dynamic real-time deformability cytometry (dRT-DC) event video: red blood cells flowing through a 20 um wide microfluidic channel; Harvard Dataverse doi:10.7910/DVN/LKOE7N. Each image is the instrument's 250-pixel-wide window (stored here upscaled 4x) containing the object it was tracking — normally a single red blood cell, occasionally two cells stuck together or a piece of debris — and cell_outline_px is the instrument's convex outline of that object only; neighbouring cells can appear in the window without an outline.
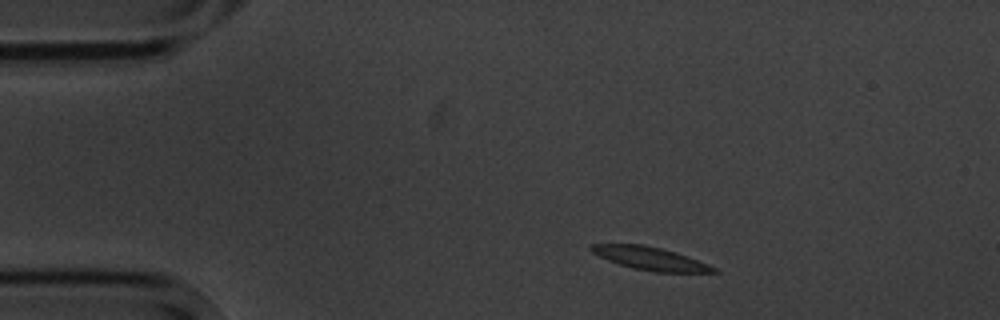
{"species": "common noctule bat (a hibernating species)", "species_latin": "Nyctalus noctula", "temperature_condition": "cold", "stored_images_in_passage": 4, "camera_frame_rate_fps": 3000, "um_per_image_px": 0.085, "animal": {"sex": "male", "body_mass_g": 20.1, "forearm_length_mm": 53.5}, "frame": {"image": 1, "passage_image": 1, "time_ms": 0.0, "image_size_px": [1000, 320], "cell_outline_px": [[720, 272], [656, 272], [636, 268], [620, 264], [608, 260], [592, 252], [588, 248], [592, 244], [644, 244], [676, 252], [688, 256], [708, 264], [716, 268]], "centroid_in_image_um": [55.28, 21.96], "position_along_channel_um": 29.7, "area_um2": 16.18}}
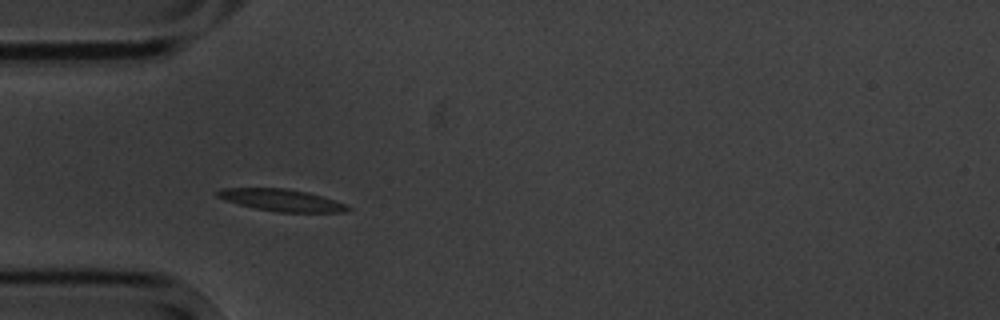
{"frame": {"image": 2, "passage_image": 3, "time_ms": 2.333, "image_size_px": [1000, 320], "cell_outline_px": [[352, 208], [348, 212], [276, 212], [256, 208], [224, 200], [216, 196], [216, 192], [220, 188], [284, 188], [308, 192], [344, 204]], "centroid_in_image_um": [23.9, 17.01], "position_along_channel_um": 61.1, "area_um2": 16.53}}
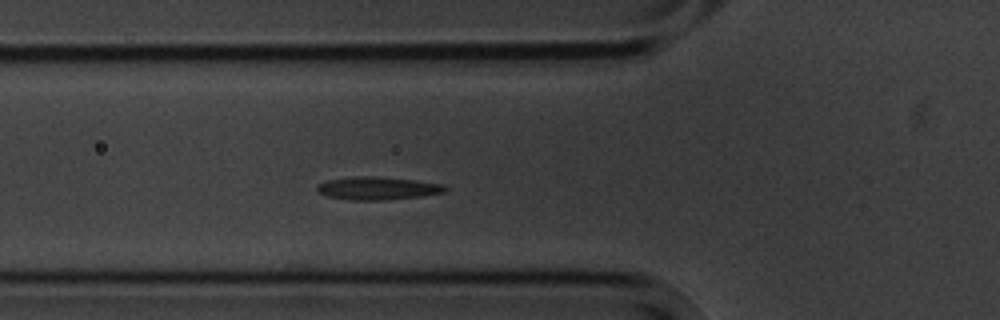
{"frame": {"image": 3, "passage_image": 4, "time_ms": 3.333, "image_size_px": [1000, 320], "cell_outline_px": [[448, 188], [444, 192], [420, 196], [384, 200], [348, 200], [328, 196], [320, 192], [316, 188], [320, 184], [328, 180], [356, 176], [372, 176], [416, 180], [444, 184]], "centroid_in_image_um": [32.13, 16.0], "position_along_channel_um": 93.7, "area_um2": 16.94}}